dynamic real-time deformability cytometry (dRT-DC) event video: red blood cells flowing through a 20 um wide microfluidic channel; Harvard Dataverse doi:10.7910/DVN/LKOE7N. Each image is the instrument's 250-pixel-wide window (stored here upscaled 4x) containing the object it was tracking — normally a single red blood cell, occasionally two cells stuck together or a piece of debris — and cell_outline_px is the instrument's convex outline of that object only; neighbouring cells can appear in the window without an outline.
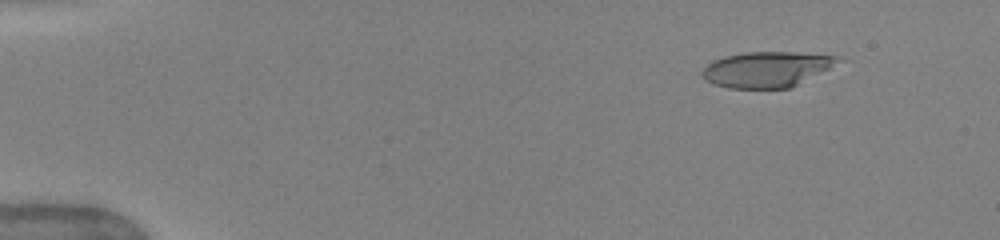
{"species": "human", "species_latin": "Homo sapiens", "temperature_condition": "warm", "stored_images_in_passage": 51, "camera_frame_rate_fps": 3000, "um_per_image_px": 0.085, "donor": {"sex": "female"}, "frame": {"image": 1, "passage_image": 6, "time_ms": 1.667, "image_size_px": [1000, 240], "cell_outline_px": [[840, 56], [828, 68], [792, 88], [728, 88], [704, 80], [700, 72], [712, 60], [724, 56], [744, 52], [796, 52]], "centroid_in_image_um": [65.09, 5.89], "position_along_channel_um": 19.9, "area_um2": 27.86}}
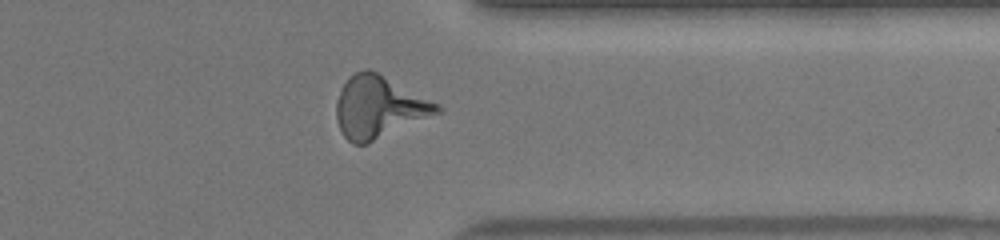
{"frame": {"image": 2, "passage_image": 41, "time_ms": 13.333, "image_size_px": [1000, 240], "cell_outline_px": [[444, 112], [368, 144], [352, 144], [344, 136], [340, 128], [336, 116], [336, 100], [348, 76], [364, 68], [368, 68], [440, 104], [444, 108]], "centroid_in_image_um": [32.24, 9.13], "position_along_channel_um": 379.2, "area_um2": 36.65}}
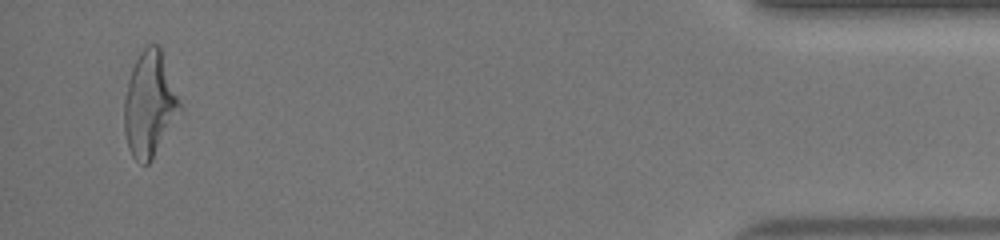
{"frame": {"image": 3, "passage_image": 49, "time_ms": 16.0, "image_size_px": [1000, 240], "cell_outline_px": [[180, 108], [152, 160], [148, 164], [140, 164], [132, 156], [128, 148], [124, 132], [124, 100], [128, 80], [132, 68], [140, 52], [148, 44], [160, 44], [180, 100]], "centroid_in_image_um": [12.68, 8.83], "position_along_channel_um": 422.5, "area_um2": 33.76}, "authors_computed_cell_mechanics": {"area_um2": 32.4836, "velocity_mm_per_s": 4.0641, "shape_relaxation_time_tau1_ms": 6.1472, "shape_relaxation_time_tau2_ms": 1.4324, "deformation_change_tau1": 0.2661, "deformation_change_tau2": 0.1307}}